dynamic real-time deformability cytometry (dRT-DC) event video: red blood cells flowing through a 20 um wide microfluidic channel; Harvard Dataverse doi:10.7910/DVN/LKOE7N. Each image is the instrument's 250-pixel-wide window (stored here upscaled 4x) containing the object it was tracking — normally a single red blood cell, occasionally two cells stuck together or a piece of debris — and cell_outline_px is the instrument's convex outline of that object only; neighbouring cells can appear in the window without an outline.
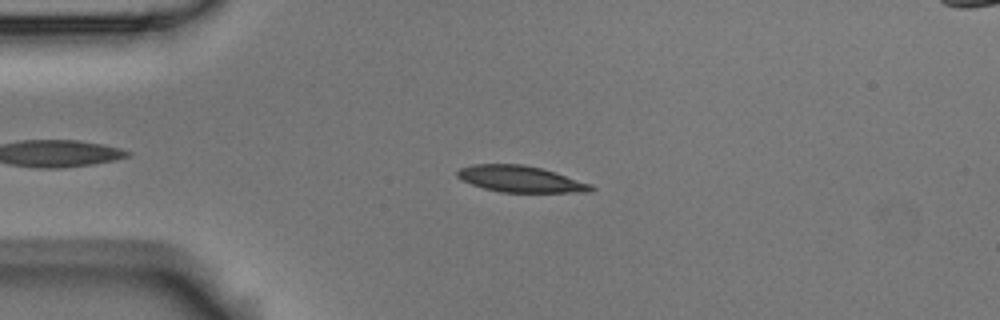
{"species": "Egyptian fruit bat (a non-hibernating species)", "species_latin": "Rousettus aegyptiacus", "temperature_condition": "room temperature", "stored_images_in_passage": 9, "camera_frame_rate_fps": 3000, "um_per_image_px": 0.085, "animal": {"sex": "male"}, "frame": {"image": 1, "passage_image": 3, "time_ms": 0.667, "image_size_px": [1000, 320], "cell_outline_px": [[596, 188], [588, 192], [500, 192], [484, 188], [472, 184], [456, 176], [456, 172], [460, 168], [472, 164], [520, 164], [540, 168], [556, 172], [592, 184]], "centroid_in_image_um": [44.25, 15.21], "position_along_channel_um": 40.7, "area_um2": 20.46}}
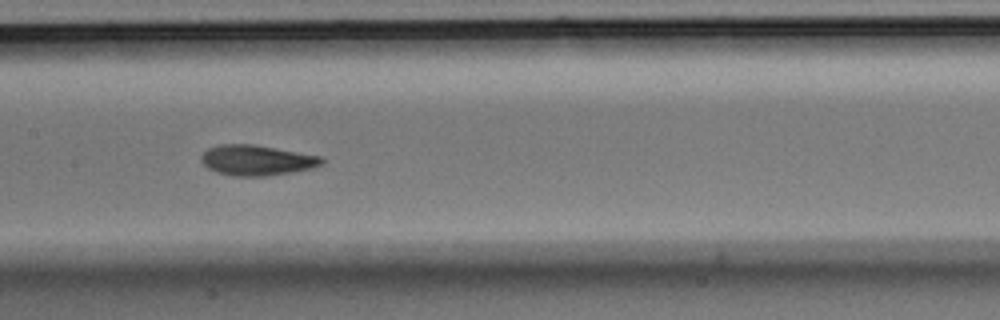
{"frame": {"image": 2, "passage_image": 7, "time_ms": 2.0, "image_size_px": [1000, 320], "cell_outline_px": [[324, 164], [312, 168], [292, 172], [264, 176], [232, 176], [216, 172], [208, 168], [200, 160], [200, 156], [208, 148], [220, 144], [256, 144], [324, 156]], "centroid_in_image_um": [21.86, 13.61], "position_along_channel_um": 185.5, "area_um2": 21.68}}
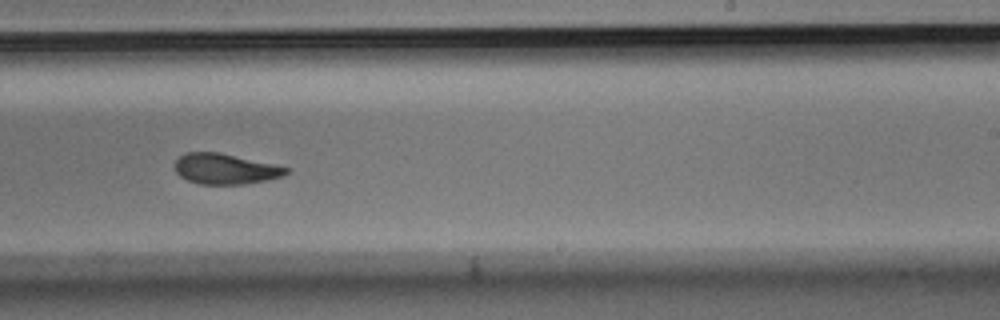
{"frame": {"image": 3, "passage_image": 9, "time_ms": 2.667, "image_size_px": [1000, 320], "cell_outline_px": [[292, 168], [284, 176], [244, 184], [200, 184], [188, 180], [180, 176], [176, 172], [176, 160], [184, 152], [220, 152]], "centroid_in_image_um": [19.17, 14.34], "position_along_channel_um": 269.8, "area_um2": 19.77}}